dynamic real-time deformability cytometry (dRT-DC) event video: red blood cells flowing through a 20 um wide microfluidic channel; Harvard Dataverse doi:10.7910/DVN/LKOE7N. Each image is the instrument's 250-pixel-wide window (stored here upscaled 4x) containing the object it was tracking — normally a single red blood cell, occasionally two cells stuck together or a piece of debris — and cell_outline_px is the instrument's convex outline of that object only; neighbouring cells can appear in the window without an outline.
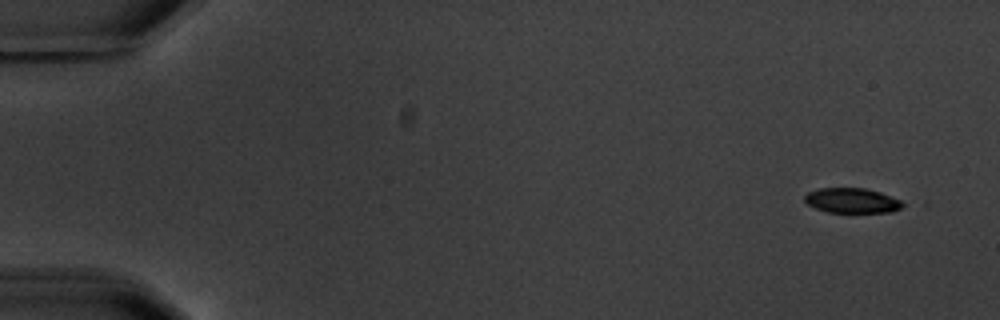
{"species": "common noctule bat (a hibernating species)", "species_latin": "Nyctalus noctula", "temperature_condition": "warm", "stored_images_in_passage": 5, "camera_frame_rate_fps": 3000, "um_per_image_px": 0.085, "animal": {"sex": "male", "body_mass_g": 20.1, "forearm_length_mm": 53.5}, "frame": {"image": 1, "passage_image": 1, "time_ms": 0.0, "image_size_px": [1000, 320], "cell_outline_px": [[908, 204], [892, 212], [828, 212], [816, 208], [808, 204], [804, 200], [804, 196], [808, 192], [820, 188], [864, 188], [880, 192], [900, 200]], "centroid_in_image_um": [72.44, 17.04], "position_along_channel_um": 12.6, "area_um2": 14.22}}
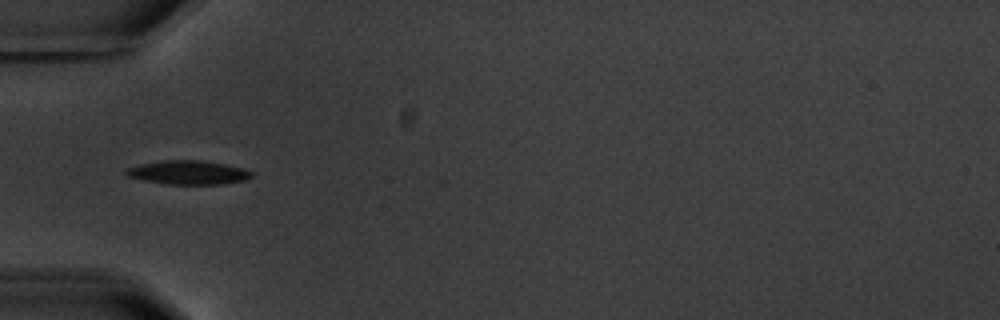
{"frame": {"image": 2, "passage_image": 4, "time_ms": 5.333, "image_size_px": [1000, 320], "cell_outline_px": [[252, 176], [244, 180], [224, 184], [164, 184], [144, 180], [128, 176], [124, 172], [128, 168], [144, 164], [164, 160], [200, 160], [224, 164], [244, 168], [252, 172]], "centroid_in_image_um": [16.03, 14.67], "position_along_channel_um": 69.0, "area_um2": 17.22}}
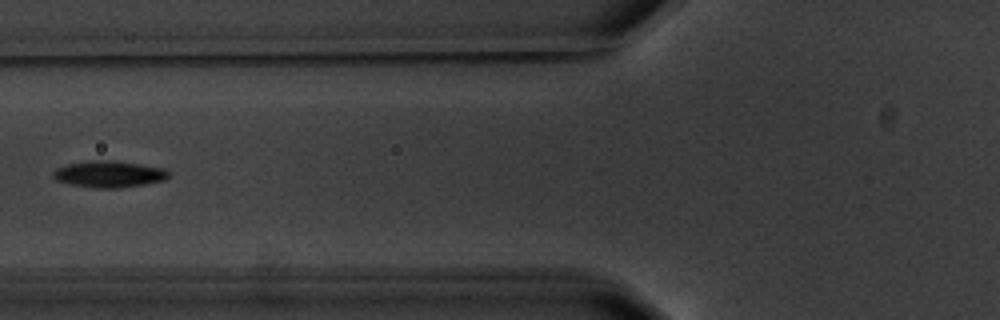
{"frame": {"image": 3, "passage_image": 5, "time_ms": 6.667, "image_size_px": [1000, 320], "cell_outline_px": [[168, 176], [164, 180], [144, 184], [120, 188], [92, 188], [72, 184], [56, 180], [52, 176], [52, 172], [56, 168], [68, 164], [88, 160], [112, 160], [140, 164], [164, 168], [168, 172]], "centroid_in_image_um": [9.23, 14.79], "position_along_channel_um": 116.6, "area_um2": 17.86}}